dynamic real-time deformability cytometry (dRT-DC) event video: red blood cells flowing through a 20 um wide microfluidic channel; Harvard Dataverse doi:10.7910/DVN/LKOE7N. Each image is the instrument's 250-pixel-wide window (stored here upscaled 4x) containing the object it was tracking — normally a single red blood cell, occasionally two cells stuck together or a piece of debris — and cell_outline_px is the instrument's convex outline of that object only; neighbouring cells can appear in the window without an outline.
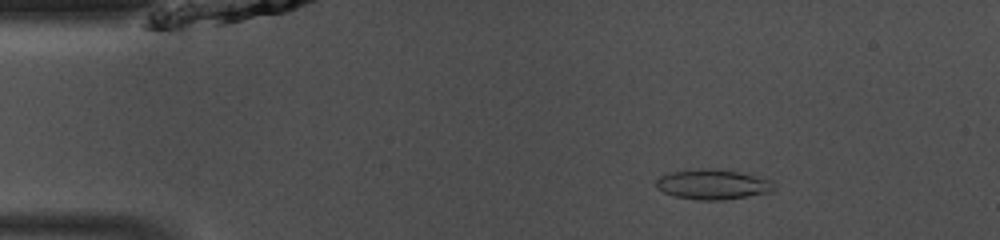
{"species": "common noctule bat (a hibernating species)", "species_latin": "Nyctalus noctula", "temperature_condition": "room temperature", "stored_images_in_passage": 47, "camera_frame_rate_fps": 3000, "um_per_image_px": 0.085, "animal": {"sex": "male", "body_mass_g": 13.0, "forearm_length_mm": 53.1}, "frame": {"image": 1, "passage_image": 7, "time_ms": 2.0, "image_size_px": [1000, 240], "cell_outline_px": [[776, 188], [772, 192], [724, 200], [700, 200], [676, 196], [664, 192], [656, 188], [656, 180], [660, 176], [672, 172], [700, 168], [720, 168], [744, 172], [772, 180], [776, 184]], "centroid_in_image_um": [60.66, 15.65], "position_along_channel_um": 24.3, "area_um2": 21.04}}
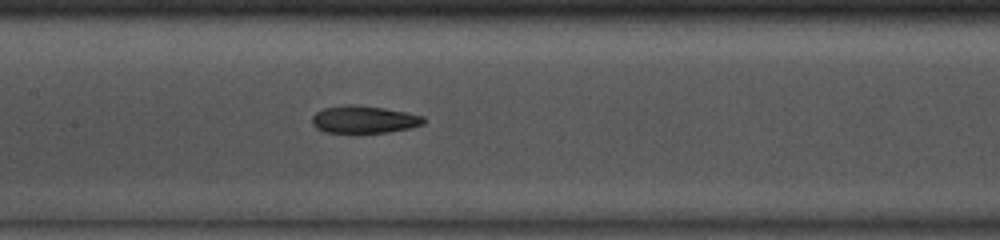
{"frame": {"image": 2, "passage_image": 22, "time_ms": 7.0, "image_size_px": [1000, 240], "cell_outline_px": [[424, 124], [408, 128], [388, 132], [356, 136], [352, 136], [324, 132], [316, 128], [312, 124], [312, 116], [316, 112], [324, 108], [348, 104], [356, 104], [384, 108], [424, 116]], "centroid_in_image_um": [30.87, 10.21], "position_along_channel_um": 176.5, "area_um2": 18.67}}
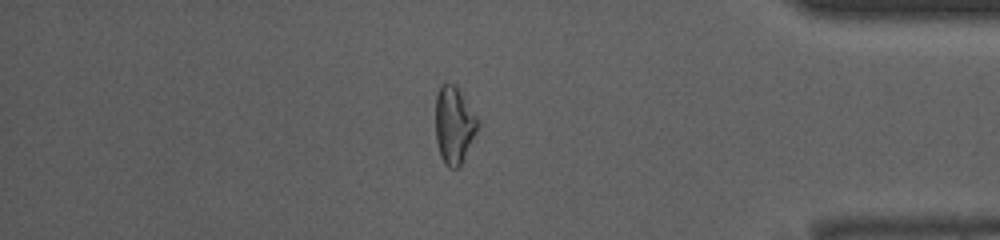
{"frame": {"image": 3, "passage_image": 40, "time_ms": 13.0, "image_size_px": [1000, 240], "cell_outline_px": [[480, 120], [476, 132], [460, 168], [448, 168], [444, 164], [440, 156], [436, 140], [436, 96], [440, 84], [456, 84]], "centroid_in_image_um": [38.6, 10.64], "position_along_channel_um": 396.6, "area_um2": 19.25}, "authors_computed_cell_mechanics": {"area_um2": 18.6694, "velocity_mm_per_s": 4.1628, "shape_relaxation_time_tau1_ms": 3.8649, "shape_relaxation_time_tau2_ms": 3.6263, "deformation_change_tau1": 0.1597, "deformation_change_tau2": 0.1238}}